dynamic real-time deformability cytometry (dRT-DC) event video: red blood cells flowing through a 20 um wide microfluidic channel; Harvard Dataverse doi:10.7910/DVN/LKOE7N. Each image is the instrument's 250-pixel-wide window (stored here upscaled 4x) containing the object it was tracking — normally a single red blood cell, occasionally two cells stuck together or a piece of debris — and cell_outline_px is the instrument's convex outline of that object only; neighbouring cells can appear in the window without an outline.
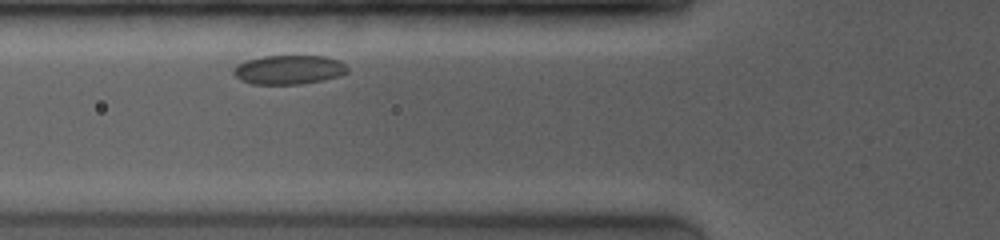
{"species": "common noctule bat (a hibernating species)", "species_latin": "Nyctalus noctula", "temperature_condition": "room temperature", "stored_images_in_passage": 23, "camera_frame_rate_fps": 4000, "um_per_image_px": 0.085, "animal": {"sex": "female", "body_mass_g": 19.0, "forearm_length_mm": 53.3}, "frame": {"image": 1, "passage_image": 3, "time_ms": 1.0, "image_size_px": [1000, 240], "cell_outline_px": [[348, 72], [340, 76], [324, 80], [300, 84], [252, 84], [240, 80], [232, 72], [232, 68], [236, 64], [244, 60], [264, 56], [328, 56], [340, 60], [348, 68]], "centroid_in_image_um": [24.54, 5.92], "position_along_channel_um": 101.3, "area_um2": 19.65}}
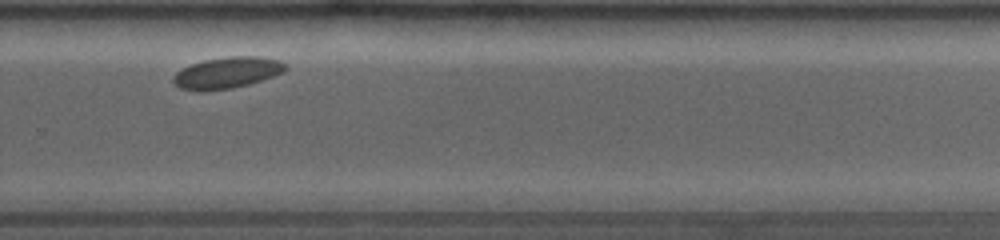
{"frame": {"image": 2, "passage_image": 16, "time_ms": 6.75, "image_size_px": [1000, 240], "cell_outline_px": [[288, 68], [284, 72], [248, 84], [232, 88], [200, 92], [180, 88], [172, 80], [176, 72], [192, 64], [204, 60], [228, 56], [260, 56], [280, 60], [288, 64]], "centroid_in_image_um": [19.33, 6.18], "position_along_channel_um": 310.5, "area_um2": 20.52}}
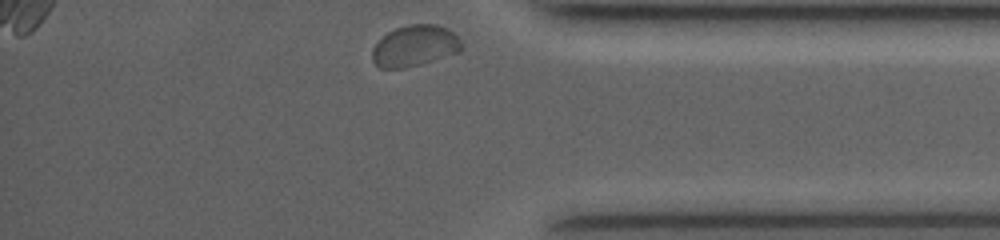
{"frame": {"image": 3, "passage_image": 23, "time_ms": 9.25, "image_size_px": [1000, 240], "cell_outline_px": [[460, 52], [420, 64], [404, 68], [380, 68], [372, 60], [372, 48], [388, 32], [396, 28], [408, 24], [436, 24], [448, 28], [460, 40]], "centroid_in_image_um": [35.24, 3.89], "position_along_channel_um": 400.0, "area_um2": 21.21}, "authors_computed_cell_mechanics": {"area_um2": 19.9988, "velocity_mm_per_s": 3.6564, "shape_relaxation_time_tau1_ms": 3.3779, "shape_relaxation_time_tau2_ms": null, "deformation_change_tau1": 0.0339, "deformation_change_tau2": null}}